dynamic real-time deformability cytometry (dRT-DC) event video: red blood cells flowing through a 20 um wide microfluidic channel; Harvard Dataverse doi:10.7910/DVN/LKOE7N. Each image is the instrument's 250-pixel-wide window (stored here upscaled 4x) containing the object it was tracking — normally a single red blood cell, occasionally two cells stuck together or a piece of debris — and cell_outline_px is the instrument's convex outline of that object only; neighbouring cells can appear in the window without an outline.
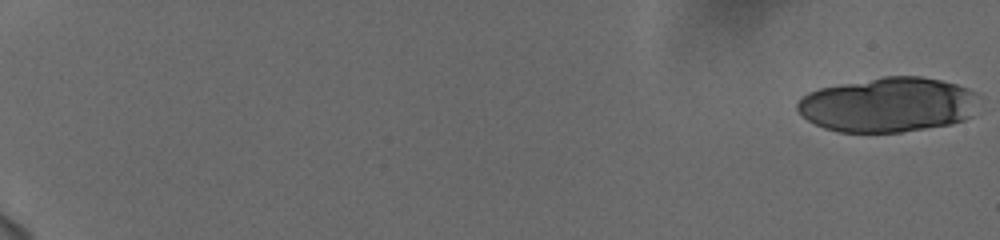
{"species": "human", "species_latin": "Homo sapiens", "temperature_condition": "cold", "stored_images_in_passage": 24, "camera_frame_rate_fps": 3000, "um_per_image_px": 0.085, "donor": {"sex": "female"}, "frame": {"image": 1, "passage_image": 1, "time_ms": 0.0, "image_size_px": [1000, 240], "cell_outline_px": [[984, 96], [972, 116], [964, 120], [952, 124], [900, 132], [840, 132], [824, 128], [808, 120], [796, 108], [796, 104], [808, 92], [820, 88], [836, 84], [884, 76], [920, 76], [940, 80], [956, 84], [980, 92]], "centroid_in_image_um": [75.58, 8.89], "position_along_channel_um": 9.4, "area_um2": 58.67}}
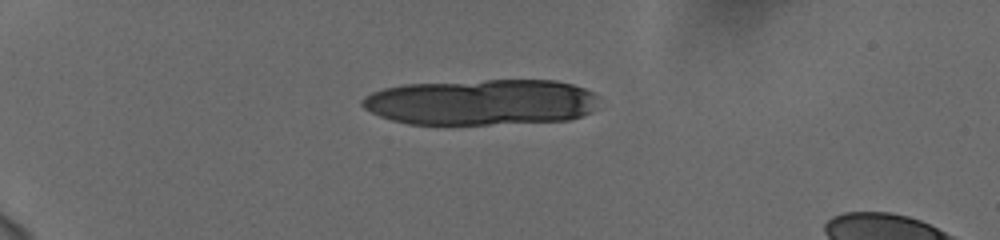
{"frame": {"image": 2, "passage_image": 17, "time_ms": 5.333, "image_size_px": [1000, 240], "cell_outline_px": [[600, 96], [596, 108], [592, 112], [568, 120], [488, 124], [408, 124], [392, 120], [380, 116], [364, 108], [360, 104], [360, 100], [364, 96], [372, 92], [384, 88], [404, 84], [484, 80], [556, 80], [572, 84], [584, 88]], "centroid_in_image_um": [40.92, 8.68], "position_along_channel_um": 44.1, "area_um2": 63.7}}